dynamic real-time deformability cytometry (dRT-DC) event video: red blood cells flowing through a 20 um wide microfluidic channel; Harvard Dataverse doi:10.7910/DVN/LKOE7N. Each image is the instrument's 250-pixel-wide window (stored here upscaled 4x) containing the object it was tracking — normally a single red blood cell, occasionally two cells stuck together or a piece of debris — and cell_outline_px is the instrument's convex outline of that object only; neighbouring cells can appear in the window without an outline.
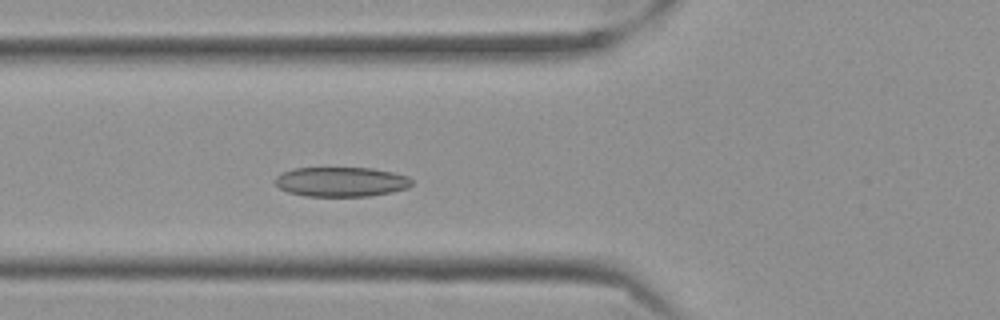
{"species": "Egyptian fruit bat (a non-hibernating species)", "species_latin": "Rousettus aegyptiacus", "temperature_condition": "cold", "stored_images_in_passage": 53, "camera_frame_rate_fps": 3000, "um_per_image_px": 0.085, "frame": {"image": 1, "passage_image": 17, "time_ms": 5.333, "image_size_px": [1000, 320], "cell_outline_px": [[412, 184], [408, 188], [392, 192], [368, 196], [304, 196], [288, 192], [280, 188], [272, 180], [280, 172], [296, 168], [372, 168], [392, 172], [408, 176], [412, 180]], "centroid_in_image_um": [28.97, 15.45], "position_along_channel_um": 96.8, "area_um2": 23.76}}
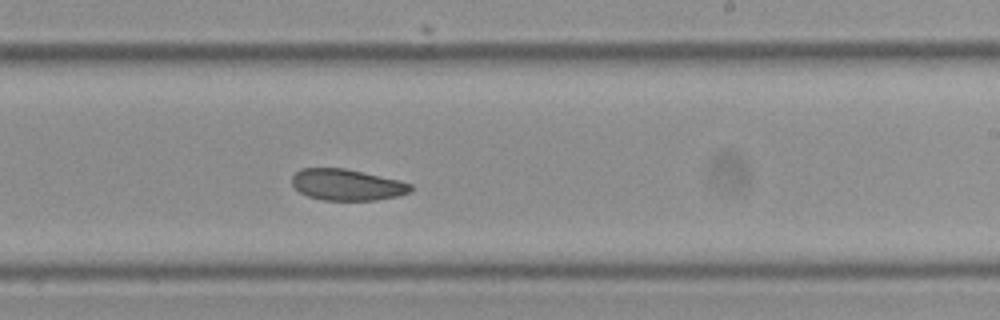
{"frame": {"image": 2, "passage_image": 31, "time_ms": 10.0, "image_size_px": [1000, 320], "cell_outline_px": [[412, 192], [400, 196], [376, 200], [324, 200], [308, 196], [300, 192], [292, 184], [292, 176], [300, 168], [344, 168], [400, 180], [412, 184]], "centroid_in_image_um": [29.52, 15.71], "position_along_channel_um": 259.5, "area_um2": 21.73}}
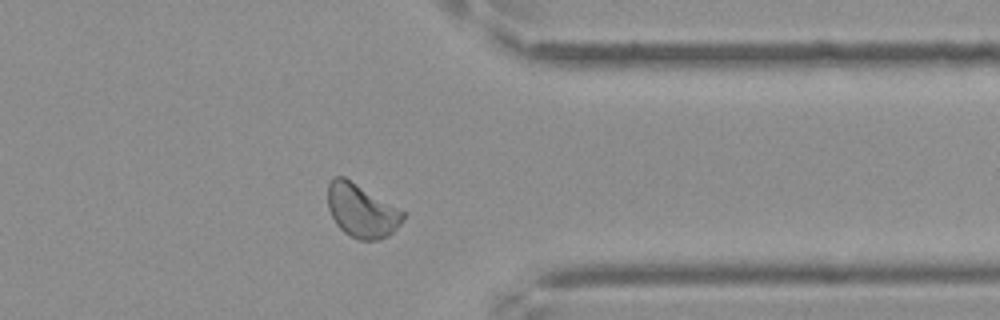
{"frame": {"image": 3, "passage_image": 42, "time_ms": 13.667, "image_size_px": [1000, 320], "cell_outline_px": [[404, 220], [388, 236], [380, 240], [360, 240], [344, 232], [336, 224], [328, 208], [328, 184], [336, 176], [344, 176], [404, 212]], "centroid_in_image_um": [30.72, 17.92], "position_along_channel_um": 380.7, "area_um2": 23.06}, "authors_computed_cell_mechanics": {"area_um2": 23.0622, "velocity_mm_per_s": 3.4753, "shape_relaxation_time_tau1_ms": null, "shape_relaxation_time_tau2_ms": 6.3898, "deformation_change_tau1": null, "deformation_change_tau2": 0.1016}}